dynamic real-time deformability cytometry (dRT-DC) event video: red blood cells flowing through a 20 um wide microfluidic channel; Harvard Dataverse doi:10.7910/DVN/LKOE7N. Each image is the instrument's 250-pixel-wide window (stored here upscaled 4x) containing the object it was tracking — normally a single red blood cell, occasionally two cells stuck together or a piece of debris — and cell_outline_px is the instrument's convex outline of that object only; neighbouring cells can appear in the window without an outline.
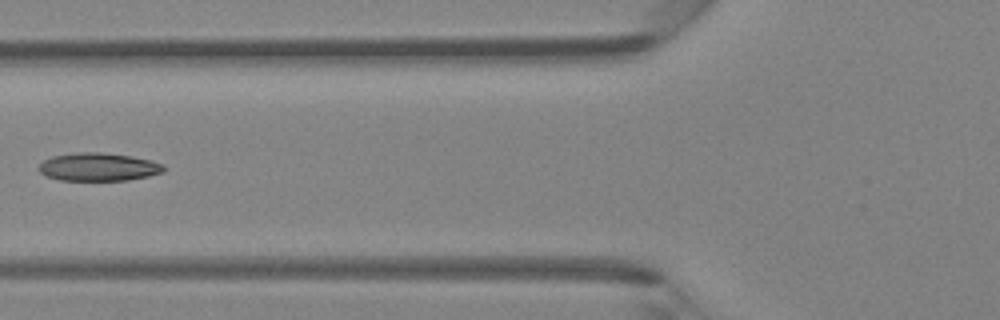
{"species": "Egyptian fruit bat (a non-hibernating species)", "species_latin": "Rousettus aegyptiacus", "temperature_condition": "room temperature", "stored_images_in_passage": 6, "camera_frame_rate_fps": 3000, "um_per_image_px": 0.085, "animal": {"sex": "female"}, "frame": {"image": 1, "passage_image": 5, "time_ms": 5.667, "image_size_px": [1000, 320], "cell_outline_px": [[164, 172], [148, 176], [128, 180], [60, 180], [44, 176], [36, 168], [44, 160], [52, 156], [76, 152], [100, 152], [132, 156], [164, 164]], "centroid_in_image_um": [8.33, 14.19], "position_along_channel_um": 117.5, "area_um2": 20.52}}
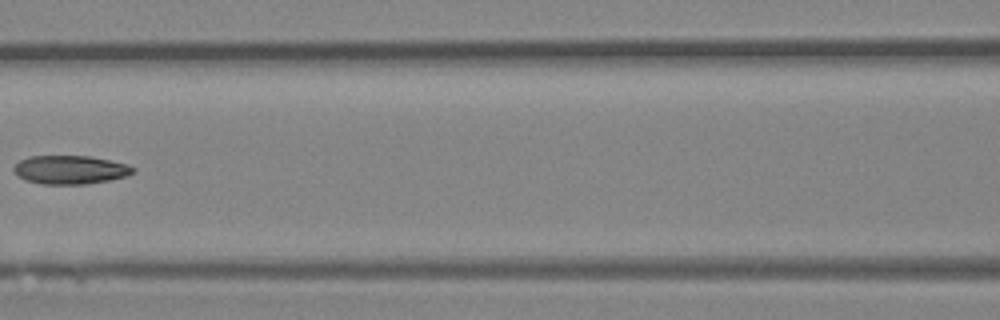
{"frame": {"image": 2, "passage_image": 6, "time_ms": 6.667, "image_size_px": [1000, 320], "cell_outline_px": [[136, 172], [128, 176], [108, 180], [84, 184], [40, 184], [24, 180], [16, 176], [12, 168], [20, 160], [28, 156], [88, 156], [128, 164], [136, 168]], "centroid_in_image_um": [5.95, 14.43], "position_along_channel_um": 160.6, "area_um2": 20.06}}